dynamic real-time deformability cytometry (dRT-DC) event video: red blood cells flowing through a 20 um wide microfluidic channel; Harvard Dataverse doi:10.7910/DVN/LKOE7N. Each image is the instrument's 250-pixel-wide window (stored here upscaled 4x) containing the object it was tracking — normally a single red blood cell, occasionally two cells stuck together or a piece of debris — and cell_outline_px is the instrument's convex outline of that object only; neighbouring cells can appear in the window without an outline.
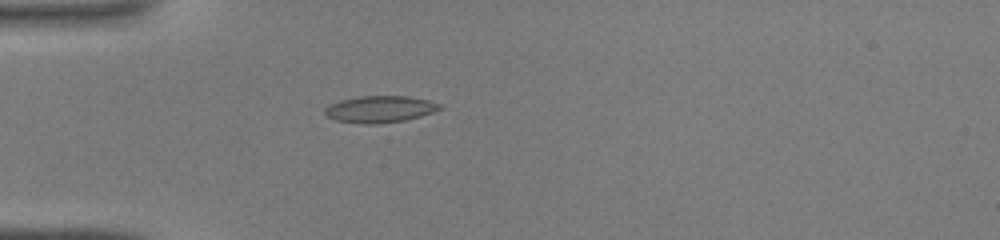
{"species": "common noctule bat (a hibernating species)", "species_latin": "Nyctalus noctula", "temperature_condition": "warm", "stored_images_in_passage": 32, "camera_frame_rate_fps": 3000, "um_per_image_px": 0.085, "animal": {"sex": "male", "body_mass_g": 19.0, "forearm_length_mm": 50.8}, "frame": {"image": 1, "passage_image": 1, "time_ms": 0.0, "image_size_px": [1000, 240], "cell_outline_px": [[444, 108], [420, 116], [404, 120], [376, 124], [364, 124], [336, 120], [324, 116], [324, 108], [328, 104], [340, 100], [360, 96], [408, 96], [428, 100], [444, 104]], "centroid_in_image_um": [32.28, 9.27], "position_along_channel_um": 52.7, "area_um2": 18.09}}
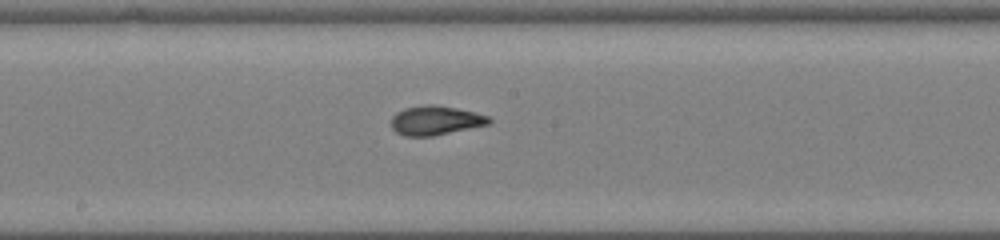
{"frame": {"image": 2, "passage_image": 12, "time_ms": 3.667, "image_size_px": [1000, 240], "cell_outline_px": [[492, 124], [432, 136], [404, 136], [396, 132], [392, 128], [392, 116], [396, 112], [404, 108], [424, 104], [432, 104], [456, 108], [476, 112], [488, 116], [492, 120]], "centroid_in_image_um": [37.04, 10.23], "position_along_channel_um": 211.2, "area_um2": 16.82}}
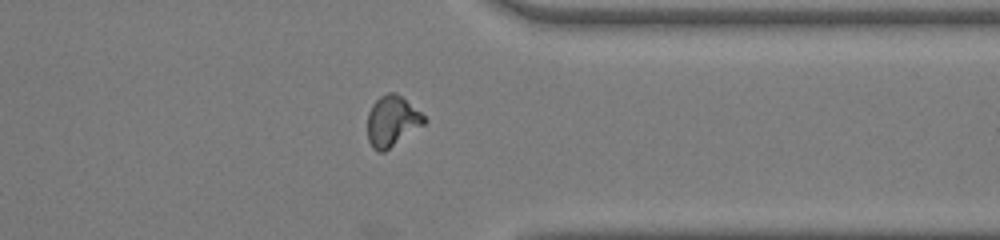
{"frame": {"image": 3, "passage_image": 23, "time_ms": 7.333, "image_size_px": [1000, 240], "cell_outline_px": [[428, 120], [424, 124], [384, 152], [376, 152], [372, 148], [368, 140], [368, 112], [372, 104], [380, 96], [388, 92], [392, 92], [400, 96], [420, 112]], "centroid_in_image_um": [33.3, 10.31], "position_along_channel_um": 378.1, "area_um2": 16.53}}